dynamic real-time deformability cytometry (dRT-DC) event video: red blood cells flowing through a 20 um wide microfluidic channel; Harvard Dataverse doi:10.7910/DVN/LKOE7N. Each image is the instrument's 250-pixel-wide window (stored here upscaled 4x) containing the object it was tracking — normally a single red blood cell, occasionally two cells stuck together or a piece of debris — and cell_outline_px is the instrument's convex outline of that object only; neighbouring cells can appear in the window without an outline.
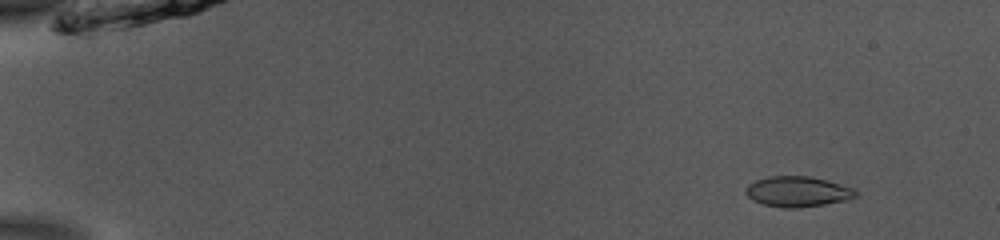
{"species": "common noctule bat (a hibernating species)", "species_latin": "Nyctalus noctula", "temperature_condition": "room temperature", "stored_images_in_passage": 40, "camera_frame_rate_fps": 3000, "um_per_image_px": 0.085, "animal": {"sex": "male", "body_mass_g": 13.0, "forearm_length_mm": 53.1}, "frame": {"image": 1, "passage_image": 6, "time_ms": 1.667, "image_size_px": [1000, 240], "cell_outline_px": [[860, 192], [856, 196], [848, 200], [800, 208], [784, 208], [764, 204], [752, 200], [744, 192], [748, 184], [756, 180], [768, 176], [812, 176], [828, 180], [856, 188]], "centroid_in_image_um": [67.85, 16.28], "position_along_channel_um": 17.2, "area_um2": 19.83}}
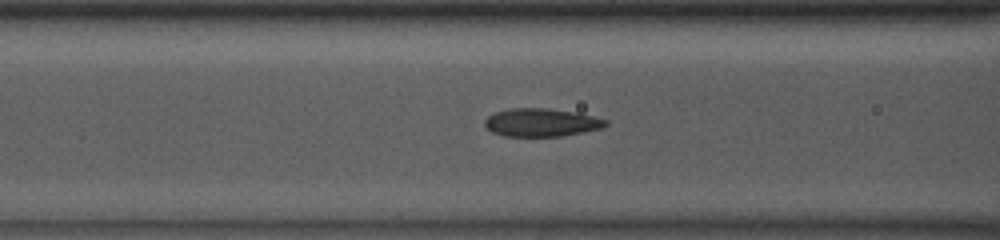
{"frame": {"image": 2, "passage_image": 23, "time_ms": 7.333, "image_size_px": [1000, 240], "cell_outline_px": [[608, 124], [600, 128], [560, 136], [504, 136], [492, 132], [484, 124], [484, 120], [488, 116], [496, 112], [508, 108], [548, 108], [576, 112], [608, 120]], "centroid_in_image_um": [45.98, 10.4], "position_along_channel_um": 120.6, "area_um2": 19.65}}
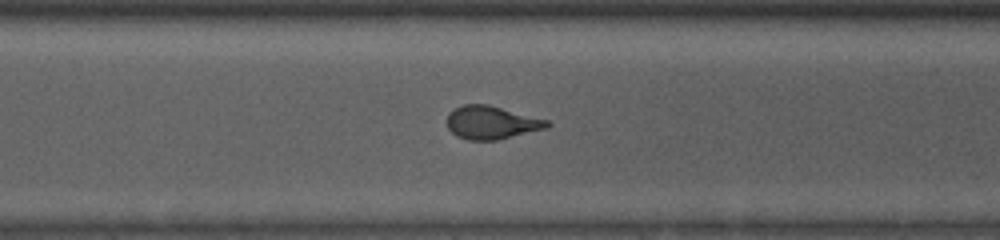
{"frame": {"image": 3, "passage_image": 39, "time_ms": 12.667, "image_size_px": [1000, 240], "cell_outline_px": [[552, 124], [548, 128], [496, 140], [468, 140], [456, 136], [448, 128], [448, 112], [464, 104], [488, 104], [548, 120]], "centroid_in_image_um": [41.79, 10.42], "position_along_channel_um": 328.8, "area_um2": 19.31}}